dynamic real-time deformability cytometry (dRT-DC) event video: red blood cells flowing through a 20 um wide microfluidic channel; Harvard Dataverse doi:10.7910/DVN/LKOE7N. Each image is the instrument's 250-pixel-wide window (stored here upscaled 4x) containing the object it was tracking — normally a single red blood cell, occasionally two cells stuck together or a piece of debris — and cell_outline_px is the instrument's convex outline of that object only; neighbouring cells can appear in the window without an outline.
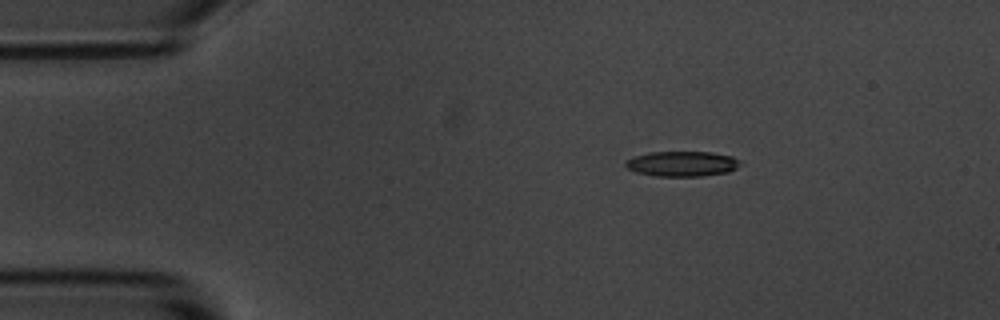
{"species": "common noctule bat (a hibernating species)", "species_latin": "Nyctalus noctula", "temperature_condition": "room temperature", "stored_images_in_passage": 4, "camera_frame_rate_fps": 3000, "um_per_image_px": 0.085, "animal": {"sex": "male", "body_mass_g": 20.1, "forearm_length_mm": 53.5}, "frame": {"image": 1, "passage_image": 1, "time_ms": 0.0, "image_size_px": [1000, 320], "cell_outline_px": [[744, 164], [728, 172], [700, 176], [656, 176], [636, 172], [628, 168], [624, 164], [632, 156], [648, 152], [712, 152], [732, 156], [740, 160]], "centroid_in_image_um": [58.01, 13.91], "position_along_channel_um": 27.0, "area_um2": 16.94}}
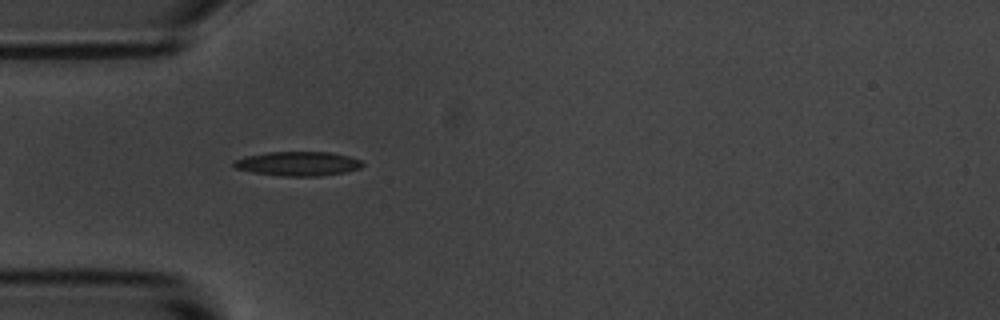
{"frame": {"image": 2, "passage_image": 3, "time_ms": 2.333, "image_size_px": [1000, 320], "cell_outline_px": [[364, 164], [360, 168], [344, 172], [320, 176], [280, 176], [252, 172], [236, 168], [232, 164], [232, 160], [244, 156], [264, 152], [332, 152], [348, 156], [360, 160]], "centroid_in_image_um": [25.28, 13.9], "position_along_channel_um": 59.7, "area_um2": 18.32}}